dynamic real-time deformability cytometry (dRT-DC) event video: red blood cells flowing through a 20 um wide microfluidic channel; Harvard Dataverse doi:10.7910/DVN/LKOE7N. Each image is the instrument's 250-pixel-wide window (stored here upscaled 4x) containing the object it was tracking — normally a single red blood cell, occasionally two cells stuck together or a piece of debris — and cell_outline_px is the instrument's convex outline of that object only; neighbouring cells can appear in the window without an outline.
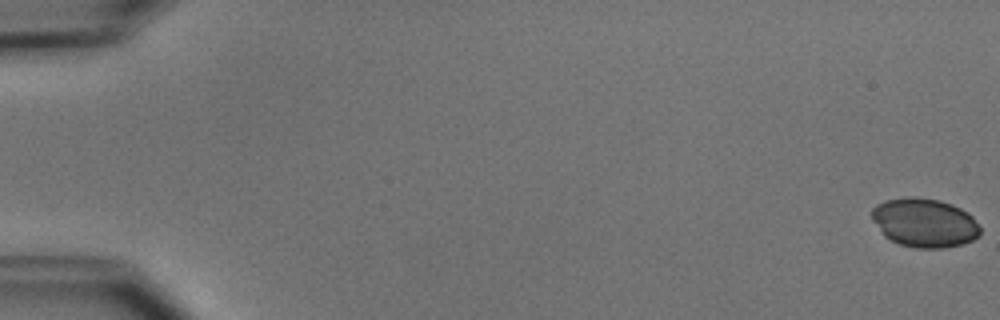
{"species": "common noctule bat (a hibernating species)", "species_latin": "Nyctalus noctula", "temperature_condition": "cold", "stored_images_in_passage": 52, "camera_frame_rate_fps": 3000, "um_per_image_px": 0.085, "animal": {"sex": "male", "body_mass_g": 15.6}, "frame": {"image": 1, "passage_image": 1, "time_ms": 0.0, "image_size_px": [1000, 320], "cell_outline_px": [[980, 236], [964, 244], [944, 248], [916, 248], [900, 244], [884, 236], [872, 220], [872, 208], [876, 204], [884, 200], [908, 196], [916, 196], [940, 200], [952, 204], [968, 212], [972, 216], [980, 228]], "centroid_in_image_um": [78.58, 18.92], "position_along_channel_um": 6.4, "area_um2": 31.21}}
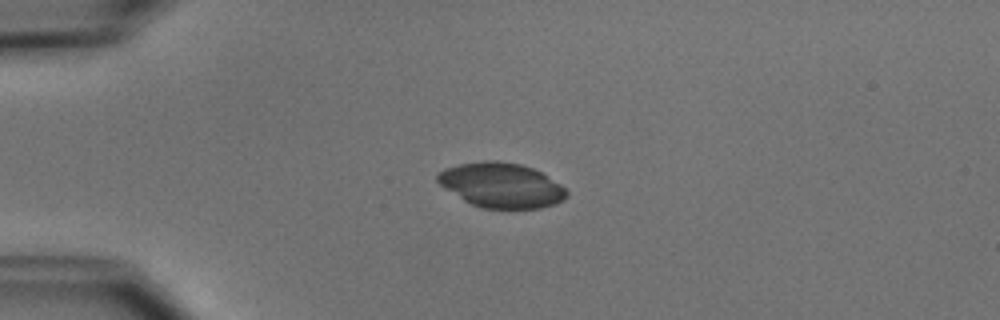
{"frame": {"image": 2, "passage_image": 14, "time_ms": 4.333, "image_size_px": [1000, 320], "cell_outline_px": [[568, 196], [564, 200], [556, 204], [540, 208], [480, 208], [464, 200], [444, 188], [436, 180], [436, 176], [444, 168], [460, 164], [484, 160], [496, 160], [520, 164], [532, 168], [540, 172], [560, 184], [568, 192]], "centroid_in_image_um": [42.61, 15.74], "position_along_channel_um": 42.4, "area_um2": 33.64}}